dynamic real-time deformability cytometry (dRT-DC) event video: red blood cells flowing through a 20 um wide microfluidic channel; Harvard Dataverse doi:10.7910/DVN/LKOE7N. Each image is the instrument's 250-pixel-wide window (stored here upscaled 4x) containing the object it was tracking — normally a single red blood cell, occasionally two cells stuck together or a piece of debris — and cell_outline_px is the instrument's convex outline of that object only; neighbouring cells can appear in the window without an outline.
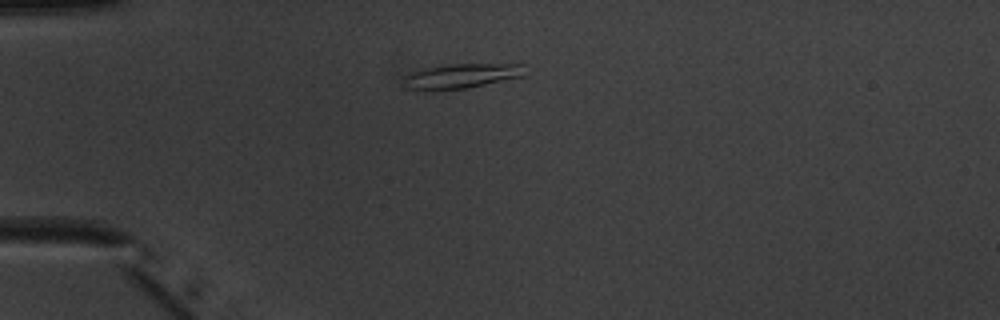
{"species": "common noctule bat (a hibernating species)", "species_latin": "Nyctalus noctula", "temperature_condition": "warm", "stored_images_in_passage": 3, "camera_frame_rate_fps": 3000, "um_per_image_px": 0.085, "animal": {"sex": "male", "body_mass_g": 20.1, "forearm_length_mm": 53.5}, "frame": {"image": 1, "passage_image": 1, "time_ms": 0.0, "image_size_px": [1000, 320], "cell_outline_px": [[524, 76], [468, 88], [408, 88], [400, 76], [404, 72], [448, 64], [524, 64]], "centroid_in_image_um": [39.21, 6.42], "position_along_channel_um": 45.8, "area_um2": 17.17}}